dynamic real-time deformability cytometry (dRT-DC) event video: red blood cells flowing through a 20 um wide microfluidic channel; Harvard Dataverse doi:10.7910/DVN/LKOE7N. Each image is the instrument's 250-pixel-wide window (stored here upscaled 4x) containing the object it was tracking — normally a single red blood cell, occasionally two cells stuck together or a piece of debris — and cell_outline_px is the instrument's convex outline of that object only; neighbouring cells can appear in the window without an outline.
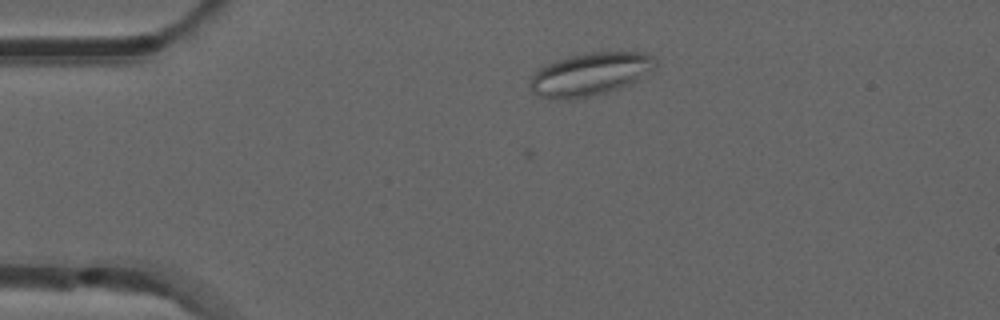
{"species": "common noctule bat (a hibernating species)", "species_latin": "Nyctalus noctula", "temperature_condition": "room temperature", "stored_images_in_passage": 4, "camera_frame_rate_fps": 3000, "um_per_image_px": 0.085, "animal": {"sex": "male", "forearm_length_mm": 52.5}, "frame": {"image": 1, "passage_image": 4, "time_ms": 1.0, "image_size_px": [1000, 320], "cell_outline_px": [[656, 64], [652, 68], [632, 84], [608, 92], [572, 100], [548, 100], [532, 92], [528, 84], [532, 76], [540, 68], [556, 60], [568, 56], [592, 52], [644, 52], [656, 56]], "centroid_in_image_um": [50.14, 6.32], "position_along_channel_um": 34.9, "area_um2": 31.62}}